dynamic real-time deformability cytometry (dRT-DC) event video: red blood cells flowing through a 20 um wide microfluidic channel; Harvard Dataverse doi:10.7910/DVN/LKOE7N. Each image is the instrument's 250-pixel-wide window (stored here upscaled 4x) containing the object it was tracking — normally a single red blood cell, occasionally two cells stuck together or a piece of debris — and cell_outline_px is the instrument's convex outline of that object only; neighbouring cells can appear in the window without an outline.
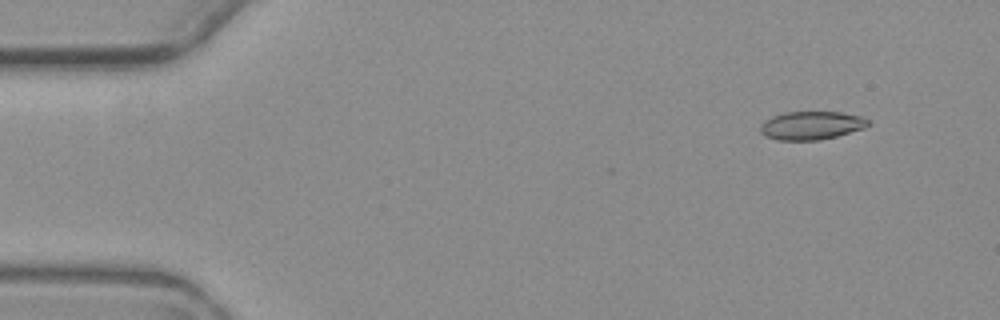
{"species": "common noctule bat (a hibernating species)", "species_latin": "Nyctalus noctula", "temperature_condition": "warm", "stored_images_in_passage": 6, "camera_frame_rate_fps": 3000, "um_per_image_px": 0.085, "animal": {"sex": "female", "body_mass_g": 19.3, "forearm_length_mm": 54.1}, "frame": {"image": 1, "passage_image": 2, "time_ms": 1.0, "image_size_px": [1000, 320], "cell_outline_px": [[872, 124], [864, 128], [836, 136], [820, 140], [776, 140], [764, 136], [760, 132], [760, 124], [772, 116], [784, 112], [840, 112], [860, 116], [872, 120]], "centroid_in_image_um": [68.97, 10.66], "position_along_channel_um": 16.0, "area_um2": 17.98}}
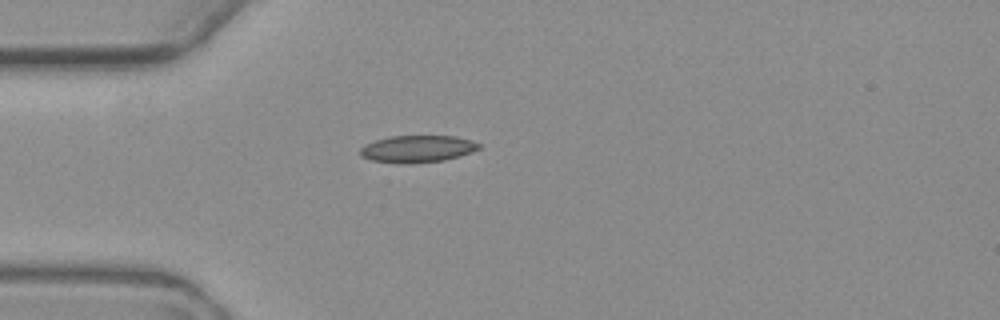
{"frame": {"image": 2, "passage_image": 4, "time_ms": 4.667, "image_size_px": [1000, 320], "cell_outline_px": [[480, 148], [460, 156], [444, 160], [408, 164], [400, 164], [372, 160], [360, 156], [360, 148], [364, 144], [388, 136], [456, 136], [472, 140], [480, 144]], "centroid_in_image_um": [35.46, 12.65], "position_along_channel_um": 49.5, "area_um2": 18.84}}
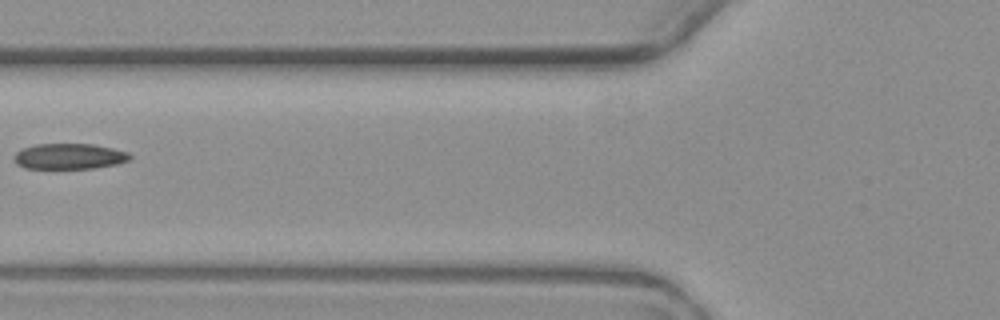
{"frame": {"image": 3, "passage_image": 6, "time_ms": 7.0, "image_size_px": [1000, 320], "cell_outline_px": [[132, 156], [128, 160], [116, 164], [92, 168], [24, 168], [16, 164], [12, 156], [20, 148], [36, 144], [92, 144], [112, 148], [128, 152]], "centroid_in_image_um": [5.83, 13.28], "position_along_channel_um": 120.0, "area_um2": 17.34}}